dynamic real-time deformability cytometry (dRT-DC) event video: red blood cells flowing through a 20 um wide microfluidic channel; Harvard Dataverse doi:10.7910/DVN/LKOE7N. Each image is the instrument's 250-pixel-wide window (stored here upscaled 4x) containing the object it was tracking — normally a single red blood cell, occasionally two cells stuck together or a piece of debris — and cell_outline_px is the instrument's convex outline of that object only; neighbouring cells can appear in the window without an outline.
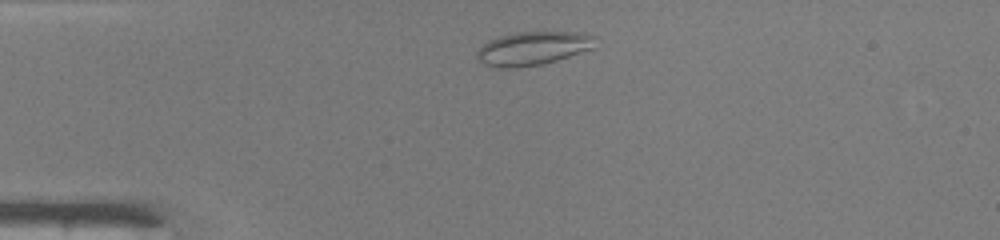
{"species": "common noctule bat (a hibernating species)", "species_latin": "Nyctalus noctula", "temperature_condition": "warm", "stored_images_in_passage": 40, "camera_frame_rate_fps": 3000, "um_per_image_px": 0.085, "animal": {"sex": "male", "body_mass_g": 19.0, "forearm_length_mm": 50.8}, "frame": {"image": 1, "passage_image": 4, "time_ms": 1.0, "image_size_px": [1000, 240], "cell_outline_px": [[596, 48], [556, 60], [540, 64], [512, 68], [496, 68], [484, 64], [476, 56], [476, 52], [488, 40], [500, 36], [516, 32], [580, 32], [596, 36]], "centroid_in_image_um": [45.33, 4.1], "position_along_channel_um": 39.7, "area_um2": 23.24}}
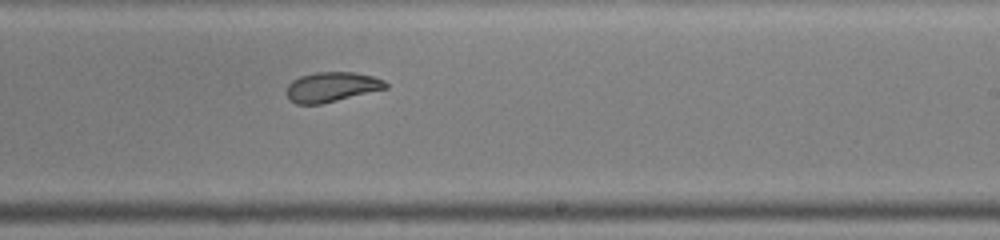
{"frame": {"image": 2, "passage_image": 22, "time_ms": 7.0, "image_size_px": [1000, 240], "cell_outline_px": [[388, 88], [320, 104], [296, 104], [288, 96], [288, 84], [292, 80], [300, 76], [316, 72], [352, 72], [372, 76], [384, 80], [388, 84]], "centroid_in_image_um": [28.21, 7.38], "position_along_channel_um": 260.8, "area_um2": 16.99}}
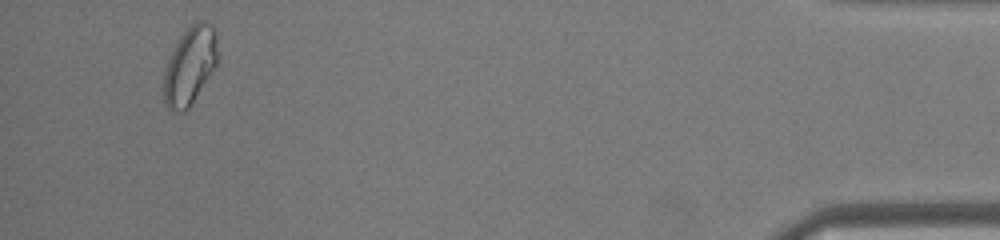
{"frame": {"image": 3, "passage_image": 38, "time_ms": 12.333, "image_size_px": [1000, 240], "cell_outline_px": [[216, 64], [188, 108], [184, 112], [180, 112], [168, 108], [164, 100], [164, 72], [168, 56], [180, 36], [196, 20], [204, 20], [212, 24], [216, 28]], "centroid_in_image_um": [16.12, 5.53], "position_along_channel_um": 419.1, "area_um2": 24.1}, "authors_computed_cell_mechanics": {"area_um2": 18.5538, "velocity_mm_per_s": 4.2509, "shape_relaxation_time_tau1_ms": null, "shape_relaxation_time_tau2_ms": 0.9935, "deformation_change_tau1": null, "deformation_change_tau2": 0.0664}}